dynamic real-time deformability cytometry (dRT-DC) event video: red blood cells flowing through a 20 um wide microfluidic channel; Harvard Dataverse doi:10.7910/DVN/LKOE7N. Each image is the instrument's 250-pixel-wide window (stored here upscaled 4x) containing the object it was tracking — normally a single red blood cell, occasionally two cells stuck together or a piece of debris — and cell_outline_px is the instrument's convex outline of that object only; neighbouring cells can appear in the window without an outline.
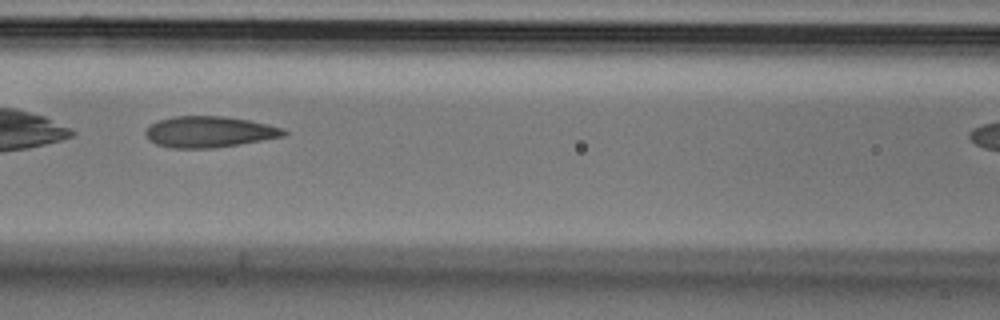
{"species": "Egyptian fruit bat (a non-hibernating species)", "species_latin": "Rousettus aegyptiacus", "temperature_condition": "cold", "stored_images_in_passage": 5, "camera_frame_rate_fps": 3000, "um_per_image_px": 0.085, "animal": {"sex": "male"}, "frame": {"image": 1, "passage_image": 3, "time_ms": 0.667, "image_size_px": [1000, 320], "cell_outline_px": [[288, 132], [284, 136], [212, 148], [172, 148], [156, 144], [148, 140], [144, 132], [152, 124], [160, 120], [172, 116], [224, 116], [248, 120], [268, 124], [284, 128]], "centroid_in_image_um": [17.77, 11.2], "position_along_channel_um": 148.8, "area_um2": 24.85}}
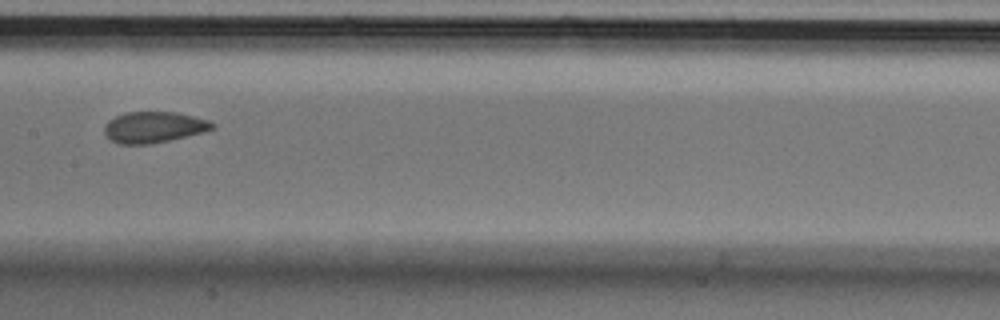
{"frame": {"image": 2, "passage_image": 5, "time_ms": 1.333, "image_size_px": [1000, 320], "cell_outline_px": [[216, 124], [212, 128], [204, 132], [152, 144], [120, 144], [112, 140], [104, 132], [104, 124], [108, 120], [124, 112], [176, 112], [208, 120]], "centroid_in_image_um": [13.05, 10.81], "position_along_channel_um": 194.3, "area_um2": 19.48}}